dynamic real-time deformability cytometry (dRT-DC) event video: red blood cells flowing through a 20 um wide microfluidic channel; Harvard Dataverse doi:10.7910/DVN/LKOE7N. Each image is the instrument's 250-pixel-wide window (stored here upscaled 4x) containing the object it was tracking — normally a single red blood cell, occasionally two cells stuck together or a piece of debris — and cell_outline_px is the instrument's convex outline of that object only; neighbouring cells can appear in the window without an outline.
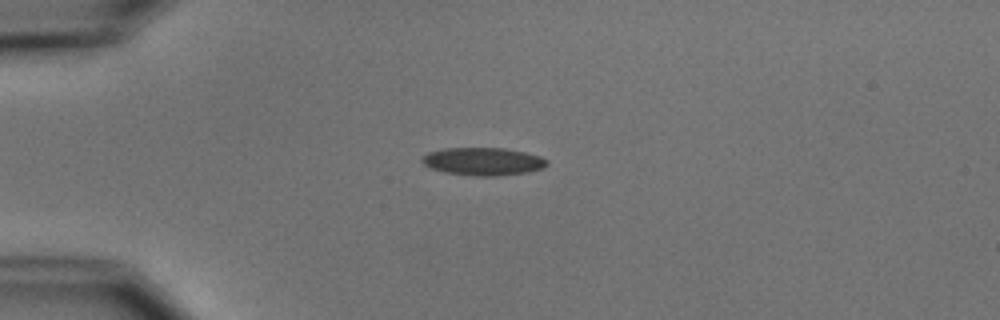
{"species": "common noctule bat (a hibernating species)", "species_latin": "Nyctalus noctula", "temperature_condition": "cold", "stored_images_in_passage": 1, "camera_frame_rate_fps": 3000, "um_per_image_px": 0.085, "animal": {"sex": "male", "body_mass_g": 15.6}, "frame": {"image": 1, "passage_image": 1, "time_ms": 0.0, "image_size_px": [1000, 320], "cell_outline_px": [[548, 164], [544, 168], [528, 172], [496, 176], [472, 176], [444, 172], [432, 168], [424, 164], [420, 160], [420, 156], [428, 152], [444, 148], [504, 148], [524, 152], [540, 156], [548, 160]], "centroid_in_image_um": [41.05, 13.72], "position_along_channel_um": 43.9, "area_um2": 20.4}}